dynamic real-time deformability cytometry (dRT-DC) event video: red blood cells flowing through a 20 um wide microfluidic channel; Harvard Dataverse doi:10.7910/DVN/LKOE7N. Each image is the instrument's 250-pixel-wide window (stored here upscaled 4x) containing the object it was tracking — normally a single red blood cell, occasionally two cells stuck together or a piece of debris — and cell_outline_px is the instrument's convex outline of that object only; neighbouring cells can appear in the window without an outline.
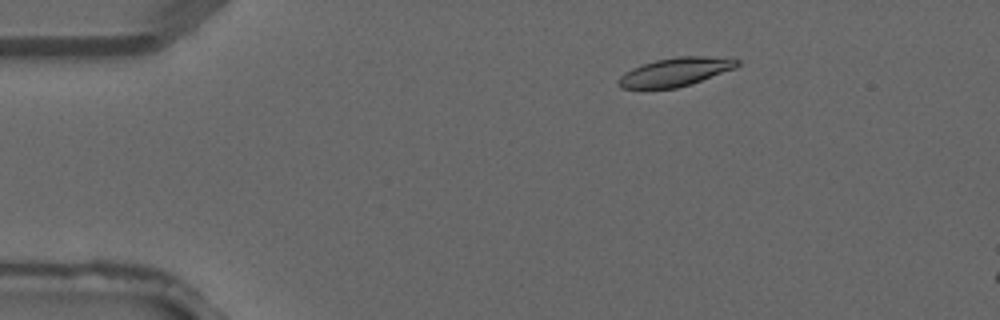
{"species": "common noctule bat (a hibernating species)", "species_latin": "Nyctalus noctula", "temperature_condition": "warm", "stored_images_in_passage": 3, "camera_frame_rate_fps": 3000, "um_per_image_px": 0.085, "animal": {"sex": "male", "forearm_length_mm": 52.5}, "frame": {"image": 1, "passage_image": 2, "time_ms": 0.333, "image_size_px": [1000, 320], "cell_outline_px": [[740, 64], [736, 68], [692, 84], [676, 88], [620, 88], [616, 84], [620, 76], [624, 72], [632, 68], [656, 60], [680, 56], [704, 56], [740, 60]], "centroid_in_image_um": [57.4, 6.12], "position_along_channel_um": 27.6, "area_um2": 19.65}}